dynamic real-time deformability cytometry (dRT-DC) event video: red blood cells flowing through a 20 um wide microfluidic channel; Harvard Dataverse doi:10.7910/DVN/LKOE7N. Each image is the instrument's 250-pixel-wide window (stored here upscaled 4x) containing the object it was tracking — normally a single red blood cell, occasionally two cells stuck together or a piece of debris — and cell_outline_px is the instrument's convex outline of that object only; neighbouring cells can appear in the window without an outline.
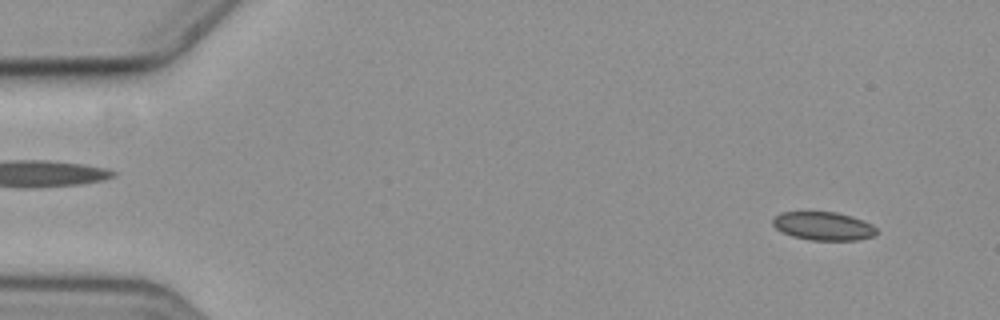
{"species": "common noctule bat (a hibernating species)", "species_latin": "Nyctalus noctula", "temperature_condition": "cold", "stored_images_in_passage": 55, "camera_frame_rate_fps": 3000, "um_per_image_px": 0.085, "animal": {"sex": "female", "body_mass_g": 19.3, "forearm_length_mm": 54.1}, "frame": {"image": 1, "passage_image": 2, "time_ms": 0.333, "image_size_px": [1000, 320], "cell_outline_px": [[880, 232], [876, 236], [860, 240], [812, 240], [792, 236], [780, 232], [772, 224], [772, 220], [780, 212], [836, 212], [852, 216], [864, 220], [872, 224]], "centroid_in_image_um": [70.03, 19.22], "position_along_channel_um": 15.0, "area_um2": 17.46}}
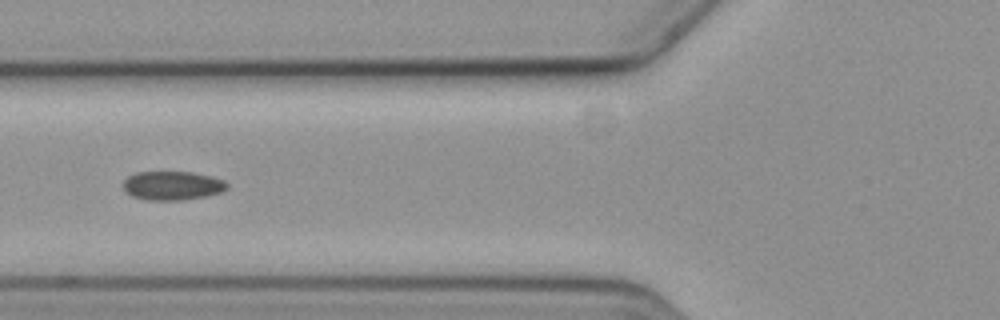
{"frame": {"image": 2, "passage_image": 20, "time_ms": 6.333, "image_size_px": [1000, 320], "cell_outline_px": [[228, 188], [220, 192], [204, 196], [180, 200], [148, 200], [132, 196], [124, 192], [124, 180], [128, 176], [136, 172], [192, 172], [212, 176], [224, 180], [228, 184]], "centroid_in_image_um": [14.64, 15.77], "position_along_channel_um": 111.2, "area_um2": 17.46}}
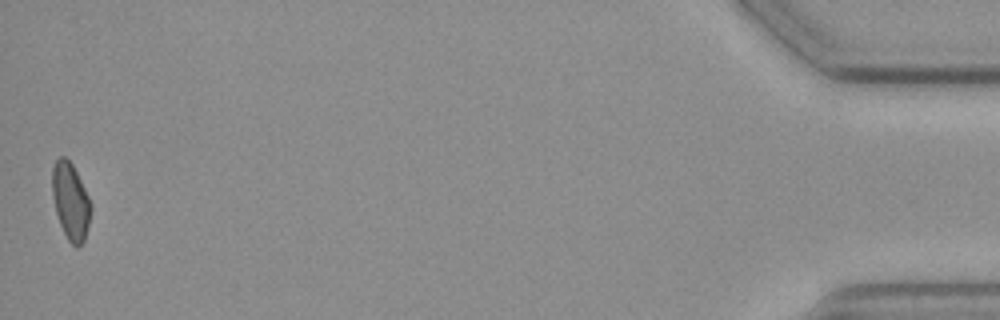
{"frame": {"image": 3, "passage_image": 55, "time_ms": 18.0, "image_size_px": [1000, 320], "cell_outline_px": [[92, 212], [84, 240], [76, 248], [68, 240], [60, 224], [56, 212], [52, 196], [52, 168], [56, 160], [60, 156], [64, 156], [72, 164], [92, 204]], "centroid_in_image_um": [6.0, 17.11], "position_along_channel_um": 429.2, "area_um2": 17.22}, "authors_computed_cell_mechanics": {"area_um2": 17.629, "velocity_mm_per_s": 3.5842, "shape_relaxation_time_tau1_ms": null, "shape_relaxation_time_tau2_ms": 8.183, "deformation_change_tau1": null, "deformation_change_tau2": 0.121}}